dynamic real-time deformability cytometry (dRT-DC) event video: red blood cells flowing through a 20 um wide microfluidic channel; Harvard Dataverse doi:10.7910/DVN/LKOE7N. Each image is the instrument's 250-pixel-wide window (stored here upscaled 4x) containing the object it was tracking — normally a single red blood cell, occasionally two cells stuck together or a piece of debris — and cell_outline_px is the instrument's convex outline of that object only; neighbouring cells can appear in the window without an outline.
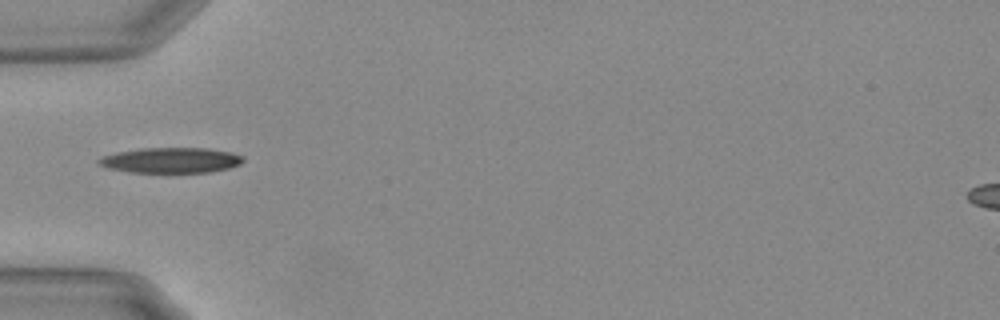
{"species": "Egyptian fruit bat (a non-hibernating species)", "species_latin": "Rousettus aegyptiacus", "temperature_condition": "warm", "stored_images_in_passage": 22, "camera_frame_rate_fps": 3000, "um_per_image_px": 0.085, "animal": {"sex": "female"}, "frame": {"image": 1, "passage_image": 1, "time_ms": 0.0, "image_size_px": [1000, 320], "cell_outline_px": [[244, 160], [240, 164], [228, 168], [208, 172], [132, 172], [108, 168], [100, 164], [96, 160], [104, 156], [116, 152], [140, 148], [208, 148], [232, 152], [240, 156]], "centroid_in_image_um": [14.53, 13.61], "position_along_channel_um": 70.5, "area_um2": 21.15}}
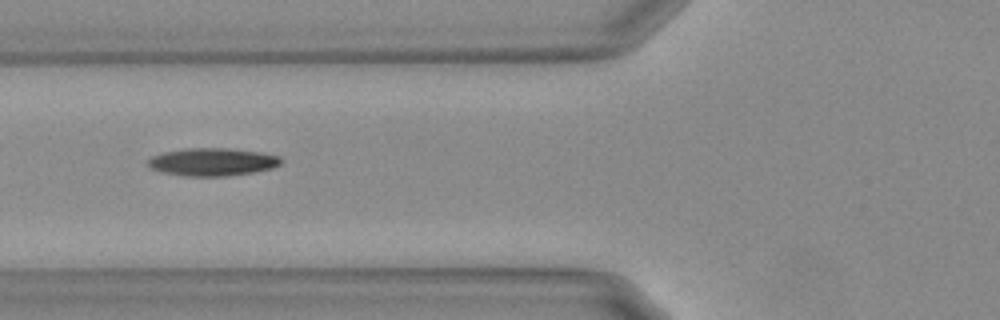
{"frame": {"image": 2, "passage_image": 4, "time_ms": 1.0, "image_size_px": [1000, 320], "cell_outline_px": [[280, 164], [272, 168], [252, 172], [224, 176], [184, 176], [164, 172], [152, 168], [148, 164], [148, 160], [152, 156], [164, 152], [184, 148], [228, 148], [260, 152], [280, 156]], "centroid_in_image_um": [18.05, 13.75], "position_along_channel_um": 107.7, "area_um2": 21.33}}
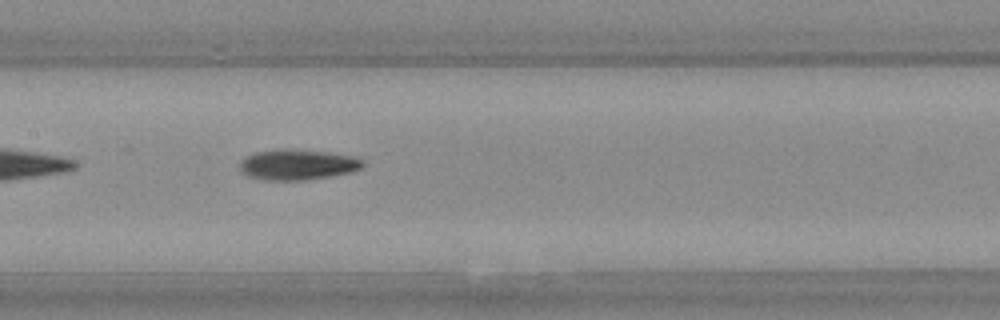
{"frame": {"image": 3, "passage_image": 10, "time_ms": 3.0, "image_size_px": [1000, 320], "cell_outline_px": [[364, 164], [360, 168], [344, 172], [304, 180], [268, 180], [248, 176], [240, 172], [240, 164], [248, 156], [256, 152], [280, 148], [288, 148], [324, 152], [348, 156], [360, 160]], "centroid_in_image_um": [25.18, 13.98], "position_along_channel_um": 182.2, "area_um2": 21.1}}